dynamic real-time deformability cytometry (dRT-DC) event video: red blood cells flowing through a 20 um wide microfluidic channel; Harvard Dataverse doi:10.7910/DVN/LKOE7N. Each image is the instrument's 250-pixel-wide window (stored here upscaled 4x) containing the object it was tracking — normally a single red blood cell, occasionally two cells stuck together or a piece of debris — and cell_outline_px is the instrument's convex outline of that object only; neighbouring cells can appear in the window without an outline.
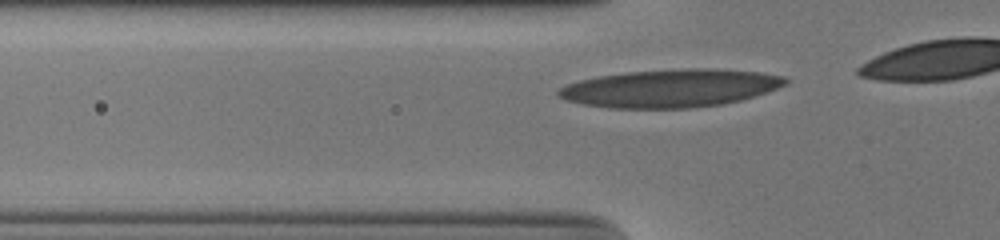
{"species": "human", "species_latin": "Homo sapiens", "temperature_condition": "cold", "stored_images_in_passage": 8, "camera_frame_rate_fps": 3000, "um_per_image_px": 0.085, "donor": {"sex": "male"}, "frame": {"image": 1, "passage_image": 2, "time_ms": 0.333, "image_size_px": [1000, 240], "cell_outline_px": [[792, 80], [788, 84], [756, 96], [740, 100], [720, 104], [696, 108], [608, 108], [584, 104], [564, 100], [556, 96], [556, 92], [560, 88], [568, 84], [580, 80], [596, 76], [628, 72], [688, 68], [712, 68], [760, 72], [784, 76]], "centroid_in_image_um": [57.01, 7.5], "position_along_channel_um": 68.8, "area_um2": 50.52}}
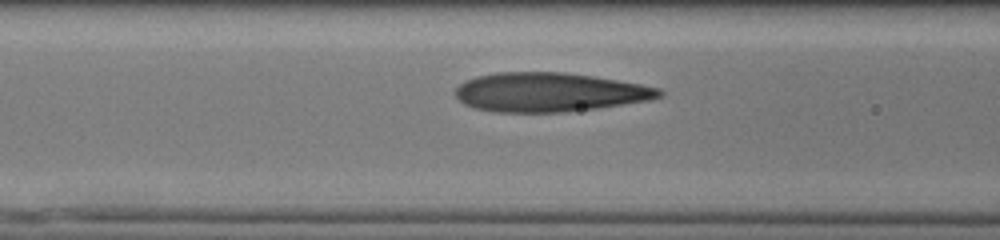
{"frame": {"image": 2, "passage_image": 6, "time_ms": 1.667, "image_size_px": [1000, 240], "cell_outline_px": [[664, 96], [652, 100], [596, 108], [564, 112], [492, 112], [476, 108], [464, 104], [452, 92], [464, 80], [476, 76], [496, 72], [564, 72], [592, 76], [640, 84], [660, 88], [664, 92]], "centroid_in_image_um": [46.68, 7.84], "position_along_channel_um": 119.9, "area_um2": 46.64}}